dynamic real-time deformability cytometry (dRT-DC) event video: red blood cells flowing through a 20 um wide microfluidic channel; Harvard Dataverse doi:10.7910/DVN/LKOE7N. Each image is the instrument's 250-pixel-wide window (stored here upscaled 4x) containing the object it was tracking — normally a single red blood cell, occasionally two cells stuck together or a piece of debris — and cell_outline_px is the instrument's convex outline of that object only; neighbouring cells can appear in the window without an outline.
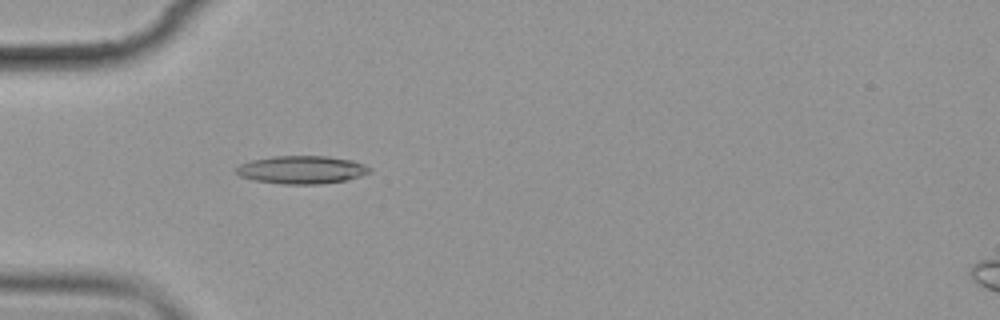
{"species": "common noctule bat (a hibernating species)", "species_latin": "Nyctalus noctula", "temperature_condition": "cold", "stored_images_in_passage": 5, "camera_frame_rate_fps": 3000, "um_per_image_px": 0.085, "animal": {"sex": "female", "body_mass_g": 19.9}, "frame": {"image": 1, "passage_image": 5, "time_ms": 5.667, "image_size_px": [1000, 320], "cell_outline_px": [[372, 172], [360, 176], [344, 180], [320, 184], [280, 184], [256, 180], [240, 176], [232, 168], [240, 164], [252, 160], [276, 156], [328, 156], [352, 160], [364, 164], [372, 168]], "centroid_in_image_um": [25.65, 14.42], "position_along_channel_um": 59.4, "area_um2": 21.79}}